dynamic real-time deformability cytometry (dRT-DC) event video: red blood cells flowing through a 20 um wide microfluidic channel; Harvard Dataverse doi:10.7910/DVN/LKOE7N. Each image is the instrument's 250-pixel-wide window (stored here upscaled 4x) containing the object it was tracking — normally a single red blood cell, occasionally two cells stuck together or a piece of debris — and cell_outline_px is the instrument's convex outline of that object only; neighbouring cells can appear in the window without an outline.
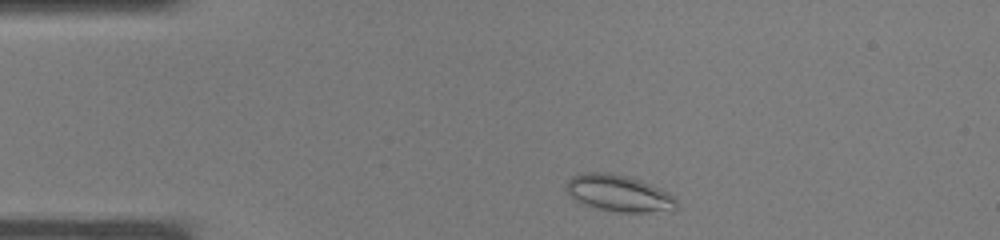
{"species": "common noctule bat (a hibernating species)", "species_latin": "Nyctalus noctula", "temperature_condition": "warm", "stored_images_in_passage": 32, "camera_frame_rate_fps": 3000, "um_per_image_px": 0.085, "animal": {"sex": "male", "body_mass_g": 19.0, "forearm_length_mm": 50.8}, "frame": {"image": 1, "passage_image": 2, "time_ms": 0.333, "image_size_px": [1000, 240], "cell_outline_px": [[676, 208], [648, 212], [616, 212], [596, 208], [576, 200], [564, 188], [564, 184], [572, 176], [584, 172], [604, 172], [628, 176], [640, 180], [660, 188], [676, 196]], "centroid_in_image_um": [52.57, 16.41], "position_along_channel_um": 32.4, "area_um2": 23.41}}
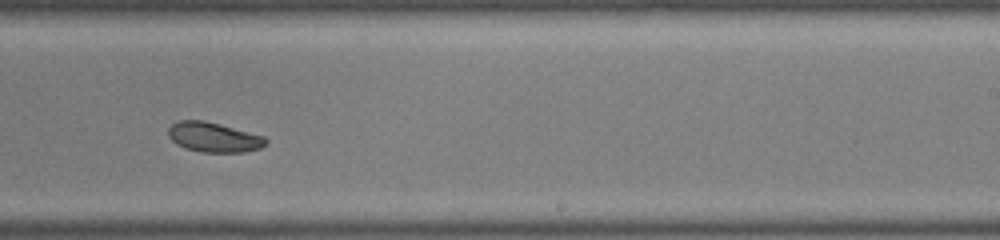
{"frame": {"image": 2, "passage_image": 18, "time_ms": 5.667, "image_size_px": [1000, 240], "cell_outline_px": [[268, 144], [260, 148], [244, 152], [200, 152], [184, 148], [176, 144], [168, 136], [168, 128], [176, 120], [204, 120], [220, 124], [264, 136], [268, 140]], "centroid_in_image_um": [18.15, 11.66], "position_along_channel_um": 270.8, "area_um2": 17.11}}
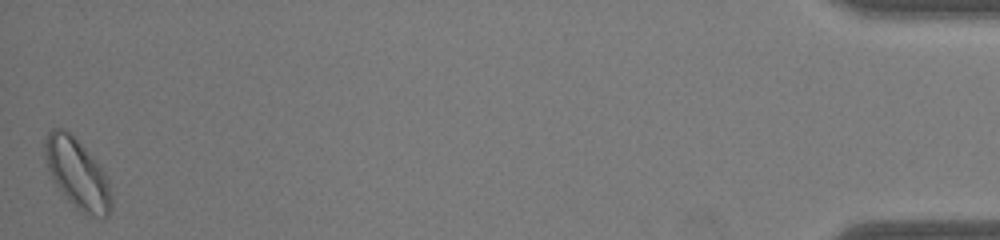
{"frame": {"image": 3, "passage_image": 32, "time_ms": 10.333, "image_size_px": [1000, 240], "cell_outline_px": [[112, 208], [108, 216], [104, 220], [80, 212], [68, 200], [56, 184], [48, 168], [44, 156], [44, 144], [48, 132], [52, 128], [64, 128], [100, 164], [108, 180], [112, 196]], "centroid_in_image_um": [6.61, 14.81], "position_along_channel_um": 428.6, "area_um2": 27.05}}